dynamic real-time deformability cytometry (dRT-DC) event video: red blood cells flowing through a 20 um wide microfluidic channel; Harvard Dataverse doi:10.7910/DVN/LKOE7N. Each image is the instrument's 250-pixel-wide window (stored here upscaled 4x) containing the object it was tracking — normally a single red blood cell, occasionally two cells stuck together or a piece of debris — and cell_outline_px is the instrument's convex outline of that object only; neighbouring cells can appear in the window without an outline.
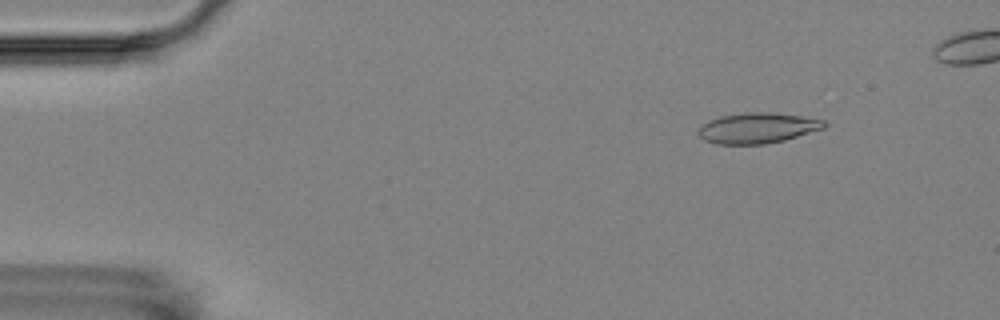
{"species": "Egyptian fruit bat (a non-hibernating species)", "species_latin": "Rousettus aegyptiacus", "temperature_condition": "room temperature", "stored_images_in_passage": 5, "camera_frame_rate_fps": 3000, "um_per_image_px": 0.085, "animal": {"sex": "female"}, "frame": {"image": 1, "passage_image": 2, "time_ms": 1.0, "image_size_px": [1000, 320], "cell_outline_px": [[828, 124], [824, 128], [784, 140], [764, 144], [716, 144], [704, 140], [696, 132], [708, 120], [720, 116], [744, 112], [768, 112], [800, 116], [824, 120]], "centroid_in_image_um": [64.37, 10.88], "position_along_channel_um": 20.6, "area_um2": 22.31}}